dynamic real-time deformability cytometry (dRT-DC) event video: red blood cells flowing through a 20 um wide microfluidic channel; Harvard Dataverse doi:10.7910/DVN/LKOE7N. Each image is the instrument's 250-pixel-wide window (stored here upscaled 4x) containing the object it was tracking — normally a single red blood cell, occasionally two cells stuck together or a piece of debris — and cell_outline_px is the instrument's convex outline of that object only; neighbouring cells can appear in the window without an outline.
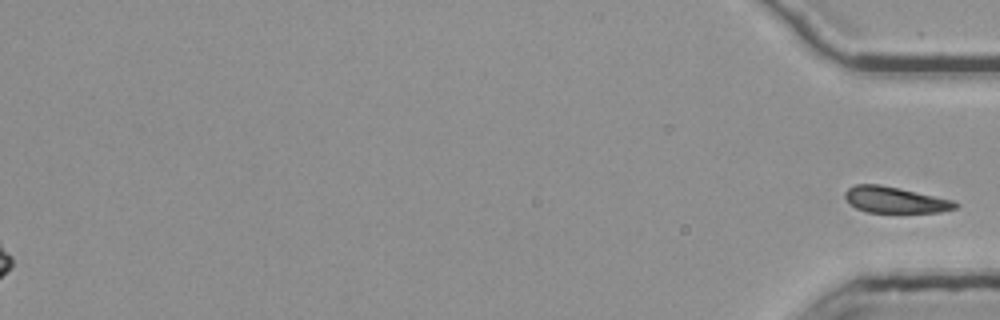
{"species": "common noctule bat (a hibernating species)", "species_latin": "Nyctalus noctula", "temperature_condition": "room temperature", "stored_images_in_passage": 55, "segment_of_instrument_passage": [2, 2], "camera_frame_rate_fps": 3000, "um_per_image_px": 0.085, "animal": {"sex": "female", "body_mass_g": 25.1}, "frame": {"image": 1, "passage_image": 55, "time_ms": 18.0, "image_size_px": [1000, 320], "cell_outline_px": [[960, 204], [956, 208], [940, 212], [868, 212], [856, 208], [848, 204], [844, 196], [844, 192], [848, 188], [856, 184], [880, 184], [900, 188], [952, 200]], "centroid_in_image_um": [76.04, 16.98], "position_along_channel_um": 359.2, "area_um2": 16.82}}